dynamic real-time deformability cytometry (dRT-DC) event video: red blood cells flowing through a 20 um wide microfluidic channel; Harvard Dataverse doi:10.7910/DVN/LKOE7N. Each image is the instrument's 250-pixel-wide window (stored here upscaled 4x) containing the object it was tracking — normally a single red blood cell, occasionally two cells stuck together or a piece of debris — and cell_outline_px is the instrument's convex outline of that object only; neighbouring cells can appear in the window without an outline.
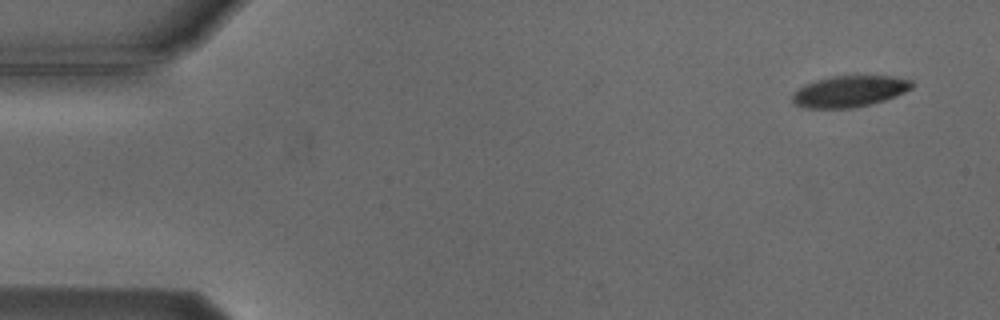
{"species": "Egyptian fruit bat (a non-hibernating species)", "species_latin": "Rousettus aegyptiacus", "temperature_condition": "cold", "stored_images_in_passage": 5, "camera_frame_rate_fps": 3000, "um_per_image_px": 0.085, "animal": {"sex": "male"}, "frame": {"image": 1, "passage_image": 1, "time_ms": 0.0, "image_size_px": [1000, 320], "cell_outline_px": [[912, 88], [896, 96], [872, 104], [852, 108], [804, 108], [792, 104], [792, 92], [804, 84], [816, 80], [832, 76], [892, 76], [912, 80]], "centroid_in_image_um": [72.16, 7.77], "position_along_channel_um": 12.8, "area_um2": 21.96}}
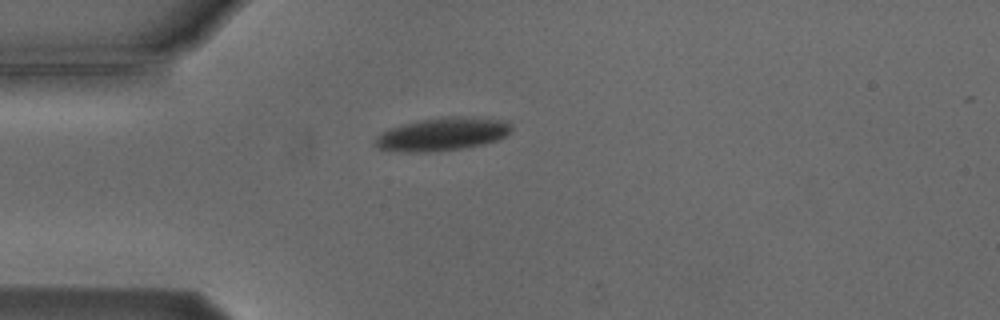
{"frame": {"image": 2, "passage_image": 4, "time_ms": 3.667, "image_size_px": [1000, 320], "cell_outline_px": [[512, 128], [504, 136], [496, 140], [484, 144], [460, 148], [432, 152], [400, 152], [376, 148], [372, 144], [376, 136], [380, 132], [388, 128], [420, 120], [444, 116], [460, 116], [508, 120], [512, 124]], "centroid_in_image_um": [37.54, 11.4], "position_along_channel_um": 47.5, "area_um2": 26.53}}